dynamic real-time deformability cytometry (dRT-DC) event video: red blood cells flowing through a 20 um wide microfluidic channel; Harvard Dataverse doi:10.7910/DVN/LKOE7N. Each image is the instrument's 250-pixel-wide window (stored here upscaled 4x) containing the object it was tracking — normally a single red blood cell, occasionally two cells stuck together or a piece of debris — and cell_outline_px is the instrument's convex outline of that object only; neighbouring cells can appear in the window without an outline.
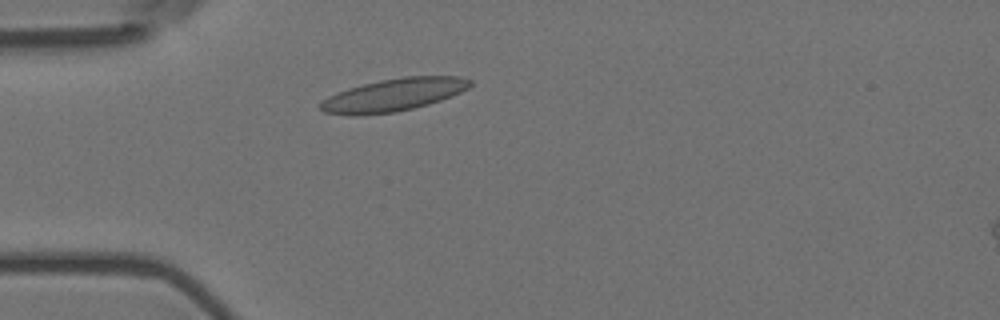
{"species": "Egyptian fruit bat (a non-hibernating species)", "species_latin": "Rousettus aegyptiacus", "temperature_condition": "room temperature", "stored_images_in_passage": 2, "camera_frame_rate_fps": 3000, "um_per_image_px": 0.085, "animal": {"sex": "female"}, "frame": {"image": 1, "passage_image": 1, "time_ms": 0.0, "image_size_px": [1000, 320], "cell_outline_px": [[472, 84], [468, 88], [460, 92], [440, 100], [428, 104], [396, 112], [360, 116], [352, 116], [324, 112], [320, 108], [320, 104], [328, 96], [348, 88], [380, 80], [404, 76], [460, 76], [472, 80]], "centroid_in_image_um": [33.45, 8.07], "position_along_channel_um": 51.6, "area_um2": 28.44}}